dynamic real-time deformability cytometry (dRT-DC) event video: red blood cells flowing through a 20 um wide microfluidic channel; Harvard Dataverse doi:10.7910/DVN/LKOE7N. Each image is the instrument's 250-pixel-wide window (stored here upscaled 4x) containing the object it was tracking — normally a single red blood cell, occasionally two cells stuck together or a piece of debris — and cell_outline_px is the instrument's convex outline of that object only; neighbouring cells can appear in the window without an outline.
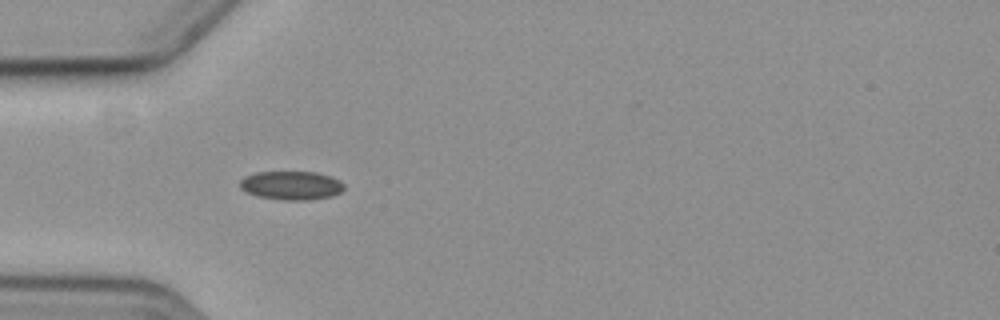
{"species": "common noctule bat (a hibernating species)", "species_latin": "Nyctalus noctula", "temperature_condition": "cold", "stored_images_in_passage": 2, "camera_frame_rate_fps": 3000, "um_per_image_px": 0.085, "animal": {"sex": "female", "body_mass_g": 19.3, "forearm_length_mm": 54.1}, "frame": {"image": 1, "passage_image": 1, "time_ms": 0.0, "image_size_px": [1000, 320], "cell_outline_px": [[344, 188], [340, 192], [332, 196], [308, 200], [280, 200], [256, 196], [244, 192], [240, 188], [240, 180], [244, 176], [256, 172], [316, 172], [332, 176], [340, 180], [344, 184]], "centroid_in_image_um": [24.74, 15.76], "position_along_channel_um": 60.3, "area_um2": 17.69}}
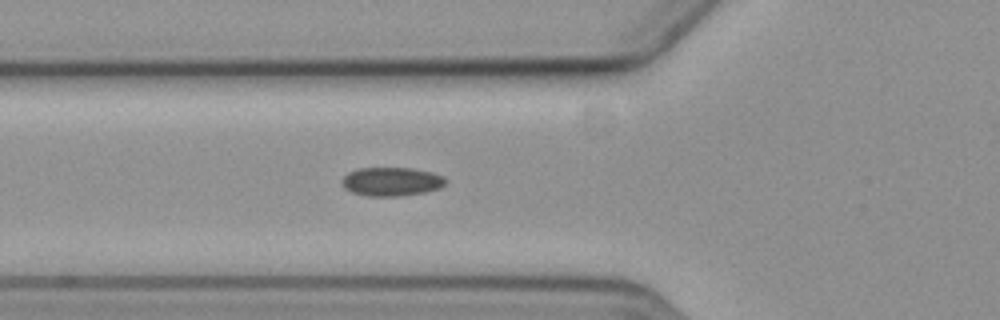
{"frame": {"image": 2, "passage_image": 2, "time_ms": 1.0, "image_size_px": [1000, 320], "cell_outline_px": [[448, 180], [440, 188], [424, 192], [396, 196], [368, 196], [352, 192], [344, 188], [340, 180], [348, 172], [356, 168], [412, 168], [432, 172], [444, 176]], "centroid_in_image_um": [33.26, 15.42], "position_along_channel_um": 92.5, "area_um2": 17.46}}